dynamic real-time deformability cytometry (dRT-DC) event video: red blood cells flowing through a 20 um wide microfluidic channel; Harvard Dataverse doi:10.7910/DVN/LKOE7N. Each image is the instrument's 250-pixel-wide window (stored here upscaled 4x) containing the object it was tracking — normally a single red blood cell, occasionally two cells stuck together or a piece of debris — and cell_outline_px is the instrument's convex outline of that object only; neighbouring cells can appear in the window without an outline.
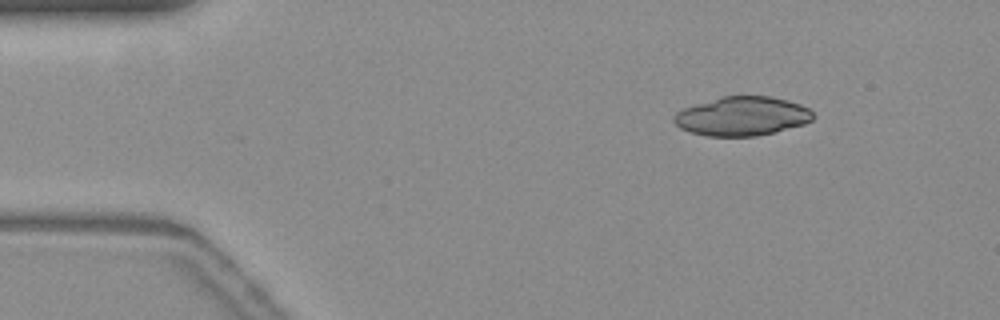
{"species": "common noctule bat (a hibernating species)", "species_latin": "Nyctalus noctula", "temperature_condition": "warm", "stored_images_in_passage": 38, "camera_frame_rate_fps": 3000, "um_per_image_px": 0.085, "animal": {"sex": "female", "body_mass_g": 19.3, "forearm_length_mm": 54.1}, "frame": {"image": 1, "passage_image": 1, "time_ms": 0.0, "image_size_px": [1000, 320], "cell_outline_px": [[812, 120], [804, 124], [756, 136], [708, 136], [692, 132], [680, 128], [672, 120], [672, 116], [676, 112], [684, 108], [720, 96], [772, 96], [788, 100], [800, 104], [808, 108], [812, 112]], "centroid_in_image_um": [63.05, 9.86], "position_along_channel_um": 21.9, "area_um2": 31.5}}